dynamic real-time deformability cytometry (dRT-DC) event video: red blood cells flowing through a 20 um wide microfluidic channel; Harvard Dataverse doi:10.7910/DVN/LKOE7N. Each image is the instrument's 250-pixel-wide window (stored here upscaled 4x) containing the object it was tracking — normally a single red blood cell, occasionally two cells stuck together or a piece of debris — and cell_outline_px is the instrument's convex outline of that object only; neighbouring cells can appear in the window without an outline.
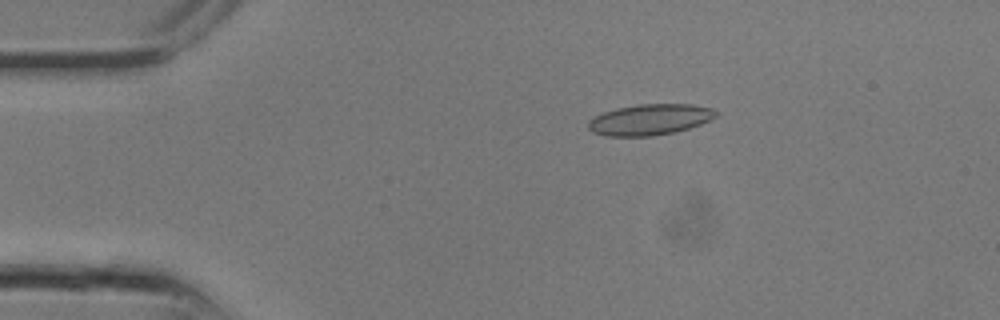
{"species": "common noctule bat (a hibernating species)", "species_latin": "Nyctalus noctula", "temperature_condition": "room temperature", "stored_images_in_passage": 4, "camera_frame_rate_fps": 3000, "um_per_image_px": 0.085, "animal": {"sex": "male", "body_mass_g": 13.3}, "frame": {"image": 1, "passage_image": 1, "time_ms": 0.0, "image_size_px": [1000, 320], "cell_outline_px": [[716, 116], [700, 124], [688, 128], [672, 132], [652, 136], [604, 136], [592, 132], [588, 128], [588, 120], [604, 112], [616, 108], [640, 104], [692, 104], [712, 108], [716, 112]], "centroid_in_image_um": [55.2, 10.16], "position_along_channel_um": 29.8, "area_um2": 22.83}}